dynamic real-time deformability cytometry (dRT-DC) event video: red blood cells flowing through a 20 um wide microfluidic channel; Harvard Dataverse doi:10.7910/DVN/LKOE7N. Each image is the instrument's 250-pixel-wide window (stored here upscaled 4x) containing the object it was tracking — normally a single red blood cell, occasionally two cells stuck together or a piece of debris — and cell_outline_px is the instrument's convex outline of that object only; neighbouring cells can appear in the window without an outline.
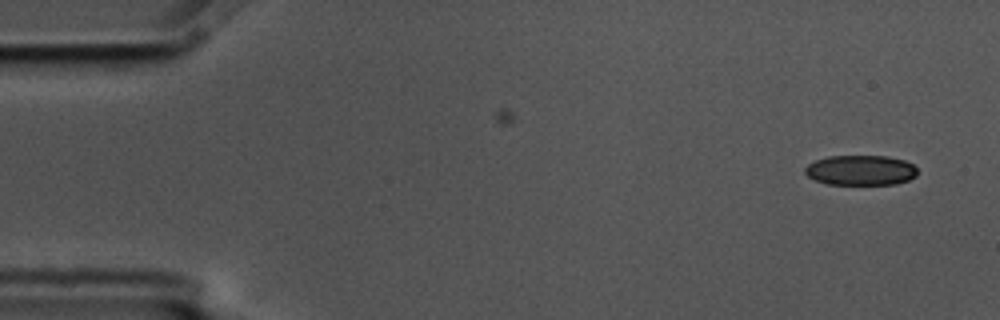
{"species": "common noctule bat (a hibernating species)", "species_latin": "Nyctalus noctula", "temperature_condition": "cold", "stored_images_in_passage": 3, "camera_frame_rate_fps": 3000, "um_per_image_px": 0.085, "animal": {"sex": "male", "body_mass_g": 17.5, "forearm_length_mm": 52.3}, "frame": {"image": 1, "passage_image": 3, "time_ms": 0.667, "image_size_px": [1000, 320], "cell_outline_px": [[916, 176], [908, 180], [896, 184], [828, 184], [816, 180], [808, 176], [804, 172], [804, 168], [808, 164], [816, 160], [828, 156], [888, 156], [904, 160], [912, 164], [916, 168]], "centroid_in_image_um": [73.15, 14.46], "position_along_channel_um": 11.8, "area_um2": 19.65}}